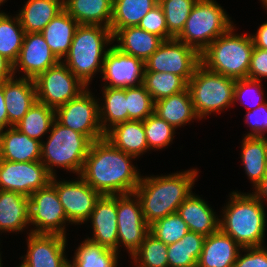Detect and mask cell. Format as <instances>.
Here are the masks:
<instances>
[{"label":"cell","mask_w":267,"mask_h":267,"mask_svg":"<svg viewBox=\"0 0 267 267\" xmlns=\"http://www.w3.org/2000/svg\"><path fill=\"white\" fill-rule=\"evenodd\" d=\"M79 177L78 175L76 181H57V176H53L50 181L56 188L68 222L75 225H81L88 221L97 200L101 196L99 192Z\"/></svg>","instance_id":"obj_15"},{"label":"cell","mask_w":267,"mask_h":267,"mask_svg":"<svg viewBox=\"0 0 267 267\" xmlns=\"http://www.w3.org/2000/svg\"><path fill=\"white\" fill-rule=\"evenodd\" d=\"M129 120L144 121L154 113L155 101L143 84L126 87Z\"/></svg>","instance_id":"obj_43"},{"label":"cell","mask_w":267,"mask_h":267,"mask_svg":"<svg viewBox=\"0 0 267 267\" xmlns=\"http://www.w3.org/2000/svg\"><path fill=\"white\" fill-rule=\"evenodd\" d=\"M241 162L253 188L267 175V137L244 136Z\"/></svg>","instance_id":"obj_31"},{"label":"cell","mask_w":267,"mask_h":267,"mask_svg":"<svg viewBox=\"0 0 267 267\" xmlns=\"http://www.w3.org/2000/svg\"><path fill=\"white\" fill-rule=\"evenodd\" d=\"M189 231L187 224L175 212L150 225L149 232L166 245L180 240Z\"/></svg>","instance_id":"obj_42"},{"label":"cell","mask_w":267,"mask_h":267,"mask_svg":"<svg viewBox=\"0 0 267 267\" xmlns=\"http://www.w3.org/2000/svg\"><path fill=\"white\" fill-rule=\"evenodd\" d=\"M63 10L64 0H27L17 16L25 33H35Z\"/></svg>","instance_id":"obj_27"},{"label":"cell","mask_w":267,"mask_h":267,"mask_svg":"<svg viewBox=\"0 0 267 267\" xmlns=\"http://www.w3.org/2000/svg\"><path fill=\"white\" fill-rule=\"evenodd\" d=\"M197 0H159L168 28V40L176 38L184 28Z\"/></svg>","instance_id":"obj_40"},{"label":"cell","mask_w":267,"mask_h":267,"mask_svg":"<svg viewBox=\"0 0 267 267\" xmlns=\"http://www.w3.org/2000/svg\"><path fill=\"white\" fill-rule=\"evenodd\" d=\"M46 143L41 142L40 161L48 173L56 176L57 168L80 175L92 141L79 132L53 121Z\"/></svg>","instance_id":"obj_6"},{"label":"cell","mask_w":267,"mask_h":267,"mask_svg":"<svg viewBox=\"0 0 267 267\" xmlns=\"http://www.w3.org/2000/svg\"><path fill=\"white\" fill-rule=\"evenodd\" d=\"M113 43L110 28L79 24L68 54L62 62L88 88L96 72H101L106 53ZM105 47L107 49H105Z\"/></svg>","instance_id":"obj_4"},{"label":"cell","mask_w":267,"mask_h":267,"mask_svg":"<svg viewBox=\"0 0 267 267\" xmlns=\"http://www.w3.org/2000/svg\"><path fill=\"white\" fill-rule=\"evenodd\" d=\"M5 1H7V0H0V6H1V4L5 3Z\"/></svg>","instance_id":"obj_54"},{"label":"cell","mask_w":267,"mask_h":267,"mask_svg":"<svg viewBox=\"0 0 267 267\" xmlns=\"http://www.w3.org/2000/svg\"><path fill=\"white\" fill-rule=\"evenodd\" d=\"M54 120L55 109L36 100L14 127L28 137L42 142V136L50 132Z\"/></svg>","instance_id":"obj_35"},{"label":"cell","mask_w":267,"mask_h":267,"mask_svg":"<svg viewBox=\"0 0 267 267\" xmlns=\"http://www.w3.org/2000/svg\"><path fill=\"white\" fill-rule=\"evenodd\" d=\"M29 198L0 190V232H22L30 225Z\"/></svg>","instance_id":"obj_25"},{"label":"cell","mask_w":267,"mask_h":267,"mask_svg":"<svg viewBox=\"0 0 267 267\" xmlns=\"http://www.w3.org/2000/svg\"><path fill=\"white\" fill-rule=\"evenodd\" d=\"M118 254L113 249L85 239L76 249L73 262L69 261V264L72 267H117Z\"/></svg>","instance_id":"obj_36"},{"label":"cell","mask_w":267,"mask_h":267,"mask_svg":"<svg viewBox=\"0 0 267 267\" xmlns=\"http://www.w3.org/2000/svg\"><path fill=\"white\" fill-rule=\"evenodd\" d=\"M197 175V169H190L164 176H141L134 193L140 200L144 219L149 226L177 212L178 207L192 193Z\"/></svg>","instance_id":"obj_2"},{"label":"cell","mask_w":267,"mask_h":267,"mask_svg":"<svg viewBox=\"0 0 267 267\" xmlns=\"http://www.w3.org/2000/svg\"><path fill=\"white\" fill-rule=\"evenodd\" d=\"M89 88L76 98L55 109V120L64 127L86 135L92 142L105 134L99 118V99H95Z\"/></svg>","instance_id":"obj_9"},{"label":"cell","mask_w":267,"mask_h":267,"mask_svg":"<svg viewBox=\"0 0 267 267\" xmlns=\"http://www.w3.org/2000/svg\"><path fill=\"white\" fill-rule=\"evenodd\" d=\"M0 267H2V259H1V254H0Z\"/></svg>","instance_id":"obj_55"},{"label":"cell","mask_w":267,"mask_h":267,"mask_svg":"<svg viewBox=\"0 0 267 267\" xmlns=\"http://www.w3.org/2000/svg\"><path fill=\"white\" fill-rule=\"evenodd\" d=\"M224 10L214 0H197L176 39L201 54L217 37L225 34L234 25Z\"/></svg>","instance_id":"obj_7"},{"label":"cell","mask_w":267,"mask_h":267,"mask_svg":"<svg viewBox=\"0 0 267 267\" xmlns=\"http://www.w3.org/2000/svg\"><path fill=\"white\" fill-rule=\"evenodd\" d=\"M27 253L22 256L25 267H65L67 238L58 234L27 233Z\"/></svg>","instance_id":"obj_17"},{"label":"cell","mask_w":267,"mask_h":267,"mask_svg":"<svg viewBox=\"0 0 267 267\" xmlns=\"http://www.w3.org/2000/svg\"><path fill=\"white\" fill-rule=\"evenodd\" d=\"M262 1V4L265 6L264 8L267 9V0H261Z\"/></svg>","instance_id":"obj_53"},{"label":"cell","mask_w":267,"mask_h":267,"mask_svg":"<svg viewBox=\"0 0 267 267\" xmlns=\"http://www.w3.org/2000/svg\"><path fill=\"white\" fill-rule=\"evenodd\" d=\"M200 64V53L197 50L172 38L164 40L145 61V71L172 73L188 83Z\"/></svg>","instance_id":"obj_11"},{"label":"cell","mask_w":267,"mask_h":267,"mask_svg":"<svg viewBox=\"0 0 267 267\" xmlns=\"http://www.w3.org/2000/svg\"><path fill=\"white\" fill-rule=\"evenodd\" d=\"M241 251L246 252L244 255ZM233 267H267V248L245 247L242 248Z\"/></svg>","instance_id":"obj_47"},{"label":"cell","mask_w":267,"mask_h":267,"mask_svg":"<svg viewBox=\"0 0 267 267\" xmlns=\"http://www.w3.org/2000/svg\"><path fill=\"white\" fill-rule=\"evenodd\" d=\"M242 247L220 229L208 235L197 267H233Z\"/></svg>","instance_id":"obj_21"},{"label":"cell","mask_w":267,"mask_h":267,"mask_svg":"<svg viewBox=\"0 0 267 267\" xmlns=\"http://www.w3.org/2000/svg\"><path fill=\"white\" fill-rule=\"evenodd\" d=\"M8 128V116L3 93V82H0V131Z\"/></svg>","instance_id":"obj_51"},{"label":"cell","mask_w":267,"mask_h":267,"mask_svg":"<svg viewBox=\"0 0 267 267\" xmlns=\"http://www.w3.org/2000/svg\"><path fill=\"white\" fill-rule=\"evenodd\" d=\"M262 92H263L262 85H261V81L259 80H253L249 78L236 80L235 87H234V103L239 101L240 104L246 105V107L248 108V111L253 110L257 108L259 105L266 102V100H264V97H263L264 92L263 93ZM249 93H252V95L250 96L255 95L253 97L255 98L253 100L254 105L251 104V106L246 103L247 101L246 102H244L245 100L243 102L241 101L243 97L249 95ZM252 106L254 107L252 108Z\"/></svg>","instance_id":"obj_44"},{"label":"cell","mask_w":267,"mask_h":267,"mask_svg":"<svg viewBox=\"0 0 267 267\" xmlns=\"http://www.w3.org/2000/svg\"><path fill=\"white\" fill-rule=\"evenodd\" d=\"M247 78L259 81L267 78V50L253 48Z\"/></svg>","instance_id":"obj_48"},{"label":"cell","mask_w":267,"mask_h":267,"mask_svg":"<svg viewBox=\"0 0 267 267\" xmlns=\"http://www.w3.org/2000/svg\"><path fill=\"white\" fill-rule=\"evenodd\" d=\"M14 76L13 63L0 54V82Z\"/></svg>","instance_id":"obj_50"},{"label":"cell","mask_w":267,"mask_h":267,"mask_svg":"<svg viewBox=\"0 0 267 267\" xmlns=\"http://www.w3.org/2000/svg\"><path fill=\"white\" fill-rule=\"evenodd\" d=\"M254 47L267 50V22L261 24L255 35L251 34Z\"/></svg>","instance_id":"obj_49"},{"label":"cell","mask_w":267,"mask_h":267,"mask_svg":"<svg viewBox=\"0 0 267 267\" xmlns=\"http://www.w3.org/2000/svg\"><path fill=\"white\" fill-rule=\"evenodd\" d=\"M245 119L251 129L245 136L265 137L267 131V101L257 108L247 111Z\"/></svg>","instance_id":"obj_46"},{"label":"cell","mask_w":267,"mask_h":267,"mask_svg":"<svg viewBox=\"0 0 267 267\" xmlns=\"http://www.w3.org/2000/svg\"><path fill=\"white\" fill-rule=\"evenodd\" d=\"M93 236L86 238L117 252V195H101L90 214Z\"/></svg>","instance_id":"obj_19"},{"label":"cell","mask_w":267,"mask_h":267,"mask_svg":"<svg viewBox=\"0 0 267 267\" xmlns=\"http://www.w3.org/2000/svg\"><path fill=\"white\" fill-rule=\"evenodd\" d=\"M52 176L41 161L11 162L0 159V190L14 191L28 198L46 187Z\"/></svg>","instance_id":"obj_14"},{"label":"cell","mask_w":267,"mask_h":267,"mask_svg":"<svg viewBox=\"0 0 267 267\" xmlns=\"http://www.w3.org/2000/svg\"><path fill=\"white\" fill-rule=\"evenodd\" d=\"M104 103L99 104V118L106 134L115 125L129 121L126 88L103 87ZM108 122V123H107Z\"/></svg>","instance_id":"obj_32"},{"label":"cell","mask_w":267,"mask_h":267,"mask_svg":"<svg viewBox=\"0 0 267 267\" xmlns=\"http://www.w3.org/2000/svg\"><path fill=\"white\" fill-rule=\"evenodd\" d=\"M25 31L16 16L0 12V54L13 64L21 50Z\"/></svg>","instance_id":"obj_37"},{"label":"cell","mask_w":267,"mask_h":267,"mask_svg":"<svg viewBox=\"0 0 267 267\" xmlns=\"http://www.w3.org/2000/svg\"><path fill=\"white\" fill-rule=\"evenodd\" d=\"M133 159L104 137L92 142L79 176L101 195L131 194L141 179Z\"/></svg>","instance_id":"obj_1"},{"label":"cell","mask_w":267,"mask_h":267,"mask_svg":"<svg viewBox=\"0 0 267 267\" xmlns=\"http://www.w3.org/2000/svg\"><path fill=\"white\" fill-rule=\"evenodd\" d=\"M167 253V245L149 232L130 257L137 267H169Z\"/></svg>","instance_id":"obj_39"},{"label":"cell","mask_w":267,"mask_h":267,"mask_svg":"<svg viewBox=\"0 0 267 267\" xmlns=\"http://www.w3.org/2000/svg\"><path fill=\"white\" fill-rule=\"evenodd\" d=\"M144 131L148 150L168 147L174 139L175 128L153 113L144 121Z\"/></svg>","instance_id":"obj_41"},{"label":"cell","mask_w":267,"mask_h":267,"mask_svg":"<svg viewBox=\"0 0 267 267\" xmlns=\"http://www.w3.org/2000/svg\"><path fill=\"white\" fill-rule=\"evenodd\" d=\"M105 138L135 158L149 151L143 121L129 120L117 124L105 134Z\"/></svg>","instance_id":"obj_26"},{"label":"cell","mask_w":267,"mask_h":267,"mask_svg":"<svg viewBox=\"0 0 267 267\" xmlns=\"http://www.w3.org/2000/svg\"><path fill=\"white\" fill-rule=\"evenodd\" d=\"M117 224V252L124 245L131 256L142 245L150 230L135 193L117 195Z\"/></svg>","instance_id":"obj_13"},{"label":"cell","mask_w":267,"mask_h":267,"mask_svg":"<svg viewBox=\"0 0 267 267\" xmlns=\"http://www.w3.org/2000/svg\"><path fill=\"white\" fill-rule=\"evenodd\" d=\"M3 93L8 116V127H12L23 118L37 100L34 80L14 76L3 81Z\"/></svg>","instance_id":"obj_20"},{"label":"cell","mask_w":267,"mask_h":267,"mask_svg":"<svg viewBox=\"0 0 267 267\" xmlns=\"http://www.w3.org/2000/svg\"><path fill=\"white\" fill-rule=\"evenodd\" d=\"M143 85L154 101L185 91L188 83L181 77L168 72L145 71Z\"/></svg>","instance_id":"obj_38"},{"label":"cell","mask_w":267,"mask_h":267,"mask_svg":"<svg viewBox=\"0 0 267 267\" xmlns=\"http://www.w3.org/2000/svg\"><path fill=\"white\" fill-rule=\"evenodd\" d=\"M145 62L120 52L114 46H110L106 53L102 79L106 84L103 87L126 88L143 84Z\"/></svg>","instance_id":"obj_16"},{"label":"cell","mask_w":267,"mask_h":267,"mask_svg":"<svg viewBox=\"0 0 267 267\" xmlns=\"http://www.w3.org/2000/svg\"><path fill=\"white\" fill-rule=\"evenodd\" d=\"M158 4V0H113L112 34L122 28L138 26L141 19Z\"/></svg>","instance_id":"obj_33"},{"label":"cell","mask_w":267,"mask_h":267,"mask_svg":"<svg viewBox=\"0 0 267 267\" xmlns=\"http://www.w3.org/2000/svg\"><path fill=\"white\" fill-rule=\"evenodd\" d=\"M138 27L168 40V28L162 7L158 4L151 9L140 21Z\"/></svg>","instance_id":"obj_45"},{"label":"cell","mask_w":267,"mask_h":267,"mask_svg":"<svg viewBox=\"0 0 267 267\" xmlns=\"http://www.w3.org/2000/svg\"><path fill=\"white\" fill-rule=\"evenodd\" d=\"M113 45L120 52L146 61L164 41L161 37L149 33L138 26L119 29L113 35Z\"/></svg>","instance_id":"obj_24"},{"label":"cell","mask_w":267,"mask_h":267,"mask_svg":"<svg viewBox=\"0 0 267 267\" xmlns=\"http://www.w3.org/2000/svg\"><path fill=\"white\" fill-rule=\"evenodd\" d=\"M177 213L187 224L189 231L207 237L219 230L218 215L204 199L194 193L178 207Z\"/></svg>","instance_id":"obj_22"},{"label":"cell","mask_w":267,"mask_h":267,"mask_svg":"<svg viewBox=\"0 0 267 267\" xmlns=\"http://www.w3.org/2000/svg\"><path fill=\"white\" fill-rule=\"evenodd\" d=\"M205 238L188 231L180 240L167 245L169 267H197Z\"/></svg>","instance_id":"obj_34"},{"label":"cell","mask_w":267,"mask_h":267,"mask_svg":"<svg viewBox=\"0 0 267 267\" xmlns=\"http://www.w3.org/2000/svg\"><path fill=\"white\" fill-rule=\"evenodd\" d=\"M222 209L219 229L242 248L264 246L266 213L264 205L252 193L233 191Z\"/></svg>","instance_id":"obj_3"},{"label":"cell","mask_w":267,"mask_h":267,"mask_svg":"<svg viewBox=\"0 0 267 267\" xmlns=\"http://www.w3.org/2000/svg\"><path fill=\"white\" fill-rule=\"evenodd\" d=\"M41 142L21 133L14 126L0 131V159L11 162L40 161Z\"/></svg>","instance_id":"obj_23"},{"label":"cell","mask_w":267,"mask_h":267,"mask_svg":"<svg viewBox=\"0 0 267 267\" xmlns=\"http://www.w3.org/2000/svg\"><path fill=\"white\" fill-rule=\"evenodd\" d=\"M154 113L175 129L197 120L188 88L185 91L155 101Z\"/></svg>","instance_id":"obj_30"},{"label":"cell","mask_w":267,"mask_h":267,"mask_svg":"<svg viewBox=\"0 0 267 267\" xmlns=\"http://www.w3.org/2000/svg\"><path fill=\"white\" fill-rule=\"evenodd\" d=\"M252 194L262 203L267 200V175L257 184Z\"/></svg>","instance_id":"obj_52"},{"label":"cell","mask_w":267,"mask_h":267,"mask_svg":"<svg viewBox=\"0 0 267 267\" xmlns=\"http://www.w3.org/2000/svg\"><path fill=\"white\" fill-rule=\"evenodd\" d=\"M59 62L40 32L25 33L18 58L13 64L14 75L21 70L24 73L22 78L34 80Z\"/></svg>","instance_id":"obj_18"},{"label":"cell","mask_w":267,"mask_h":267,"mask_svg":"<svg viewBox=\"0 0 267 267\" xmlns=\"http://www.w3.org/2000/svg\"><path fill=\"white\" fill-rule=\"evenodd\" d=\"M234 27L217 37L200 54V60L209 71L239 80L247 78L254 44L250 34H235Z\"/></svg>","instance_id":"obj_5"},{"label":"cell","mask_w":267,"mask_h":267,"mask_svg":"<svg viewBox=\"0 0 267 267\" xmlns=\"http://www.w3.org/2000/svg\"><path fill=\"white\" fill-rule=\"evenodd\" d=\"M235 81L232 78L209 71L200 64L192 78L188 81L196 115L199 120L205 119L209 114L221 113L234 104Z\"/></svg>","instance_id":"obj_8"},{"label":"cell","mask_w":267,"mask_h":267,"mask_svg":"<svg viewBox=\"0 0 267 267\" xmlns=\"http://www.w3.org/2000/svg\"><path fill=\"white\" fill-rule=\"evenodd\" d=\"M37 101L56 109L87 87L60 61L34 79Z\"/></svg>","instance_id":"obj_10"},{"label":"cell","mask_w":267,"mask_h":267,"mask_svg":"<svg viewBox=\"0 0 267 267\" xmlns=\"http://www.w3.org/2000/svg\"><path fill=\"white\" fill-rule=\"evenodd\" d=\"M64 10L78 24L101 25L110 28L113 0H64Z\"/></svg>","instance_id":"obj_28"},{"label":"cell","mask_w":267,"mask_h":267,"mask_svg":"<svg viewBox=\"0 0 267 267\" xmlns=\"http://www.w3.org/2000/svg\"><path fill=\"white\" fill-rule=\"evenodd\" d=\"M78 25V22L63 10L40 32L60 61L68 54Z\"/></svg>","instance_id":"obj_29"},{"label":"cell","mask_w":267,"mask_h":267,"mask_svg":"<svg viewBox=\"0 0 267 267\" xmlns=\"http://www.w3.org/2000/svg\"><path fill=\"white\" fill-rule=\"evenodd\" d=\"M30 233L58 234L66 237L68 219L59 200L56 188L49 183L29 197Z\"/></svg>","instance_id":"obj_12"}]
</instances>
